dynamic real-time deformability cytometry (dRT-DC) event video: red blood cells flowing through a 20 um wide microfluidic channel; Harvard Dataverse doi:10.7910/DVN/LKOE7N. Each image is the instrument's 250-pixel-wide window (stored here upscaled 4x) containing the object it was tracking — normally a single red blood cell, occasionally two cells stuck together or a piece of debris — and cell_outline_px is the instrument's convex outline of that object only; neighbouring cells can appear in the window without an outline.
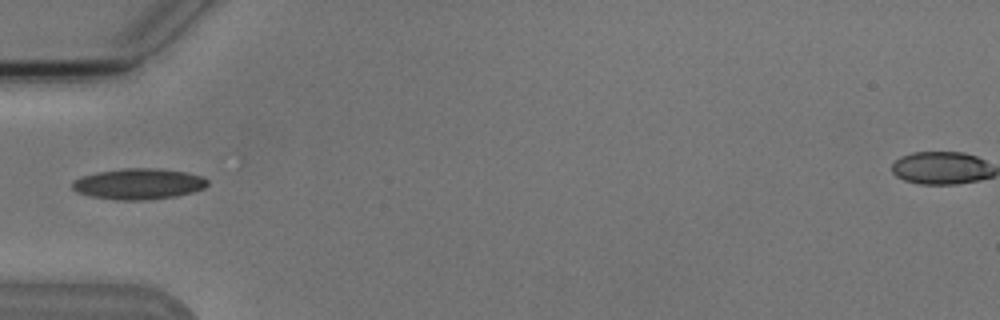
{"species": "Egyptian fruit bat (a non-hibernating species)", "species_latin": "Rousettus aegyptiacus", "temperature_condition": "cold", "stored_images_in_passage": 6, "camera_frame_rate_fps": 3000, "um_per_image_px": 0.085, "animal": {"sex": "male"}, "frame": {"image": 1, "passage_image": 5, "time_ms": 5.667, "image_size_px": [1000, 320], "cell_outline_px": [[208, 184], [204, 188], [192, 192], [176, 196], [148, 200], [116, 200], [92, 196], [76, 192], [72, 188], [72, 180], [80, 176], [96, 172], [124, 168], [156, 168], [184, 172], [200, 176], [208, 180]], "centroid_in_image_um": [11.74, 15.63], "position_along_channel_um": 73.3, "area_um2": 24.39}}